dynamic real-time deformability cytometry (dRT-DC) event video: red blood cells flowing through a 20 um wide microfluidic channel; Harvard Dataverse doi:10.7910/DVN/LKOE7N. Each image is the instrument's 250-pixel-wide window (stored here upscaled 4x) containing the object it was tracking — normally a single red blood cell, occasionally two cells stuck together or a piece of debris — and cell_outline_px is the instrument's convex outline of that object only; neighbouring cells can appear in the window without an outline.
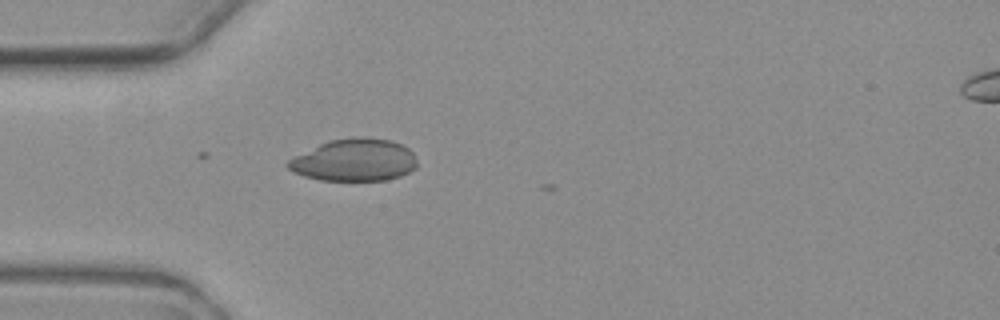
{"species": "common noctule bat (a hibernating species)", "species_latin": "Nyctalus noctula", "temperature_condition": "warm", "stored_images_in_passage": 3, "camera_frame_rate_fps": 3000, "um_per_image_px": 0.085, "animal": {"sex": "female", "body_mass_g": 19.3, "forearm_length_mm": 54.1}, "frame": {"image": 1, "passage_image": 3, "time_ms": 2.333, "image_size_px": [1000, 320], "cell_outline_px": [[416, 168], [400, 176], [384, 180], [320, 180], [304, 176], [292, 172], [284, 164], [288, 160], [328, 140], [352, 136], [364, 136], [392, 140], [408, 148], [412, 152], [416, 160]], "centroid_in_image_um": [30.11, 13.59], "position_along_channel_um": 54.9, "area_um2": 31.91}}